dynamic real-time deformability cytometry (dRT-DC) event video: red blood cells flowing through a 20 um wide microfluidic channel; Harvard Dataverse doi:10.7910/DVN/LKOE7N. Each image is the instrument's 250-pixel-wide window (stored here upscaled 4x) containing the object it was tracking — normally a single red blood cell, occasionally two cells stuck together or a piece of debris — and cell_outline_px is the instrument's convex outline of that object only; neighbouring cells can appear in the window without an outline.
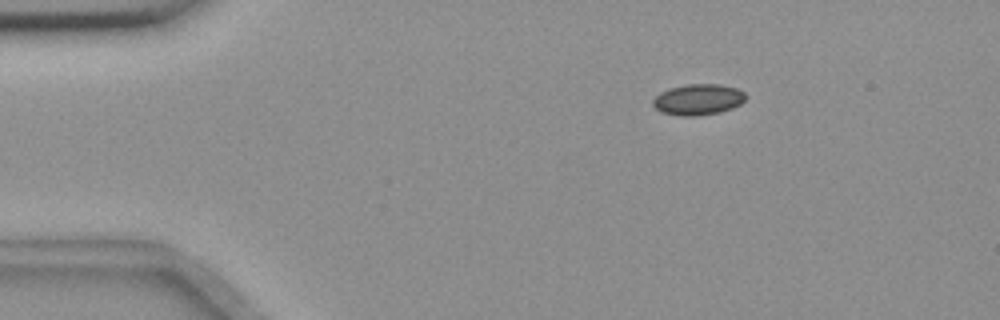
{"species": "common noctule bat (a hibernating species)", "species_latin": "Nyctalus noctula", "temperature_condition": "room temperature", "stored_images_in_passage": 5, "camera_frame_rate_fps": 3000, "um_per_image_px": 0.085, "animal": {"sex": "female", "body_mass_g": 18.4}, "frame": {"image": 1, "passage_image": 3, "time_ms": 2.333, "image_size_px": [1000, 320], "cell_outline_px": [[744, 100], [740, 104], [732, 108], [720, 112], [696, 116], [680, 116], [660, 112], [652, 104], [652, 100], [660, 92], [668, 88], [688, 84], [720, 84], [736, 88], [744, 92]], "centroid_in_image_um": [59.3, 8.46], "position_along_channel_um": 25.7, "area_um2": 16.76}}